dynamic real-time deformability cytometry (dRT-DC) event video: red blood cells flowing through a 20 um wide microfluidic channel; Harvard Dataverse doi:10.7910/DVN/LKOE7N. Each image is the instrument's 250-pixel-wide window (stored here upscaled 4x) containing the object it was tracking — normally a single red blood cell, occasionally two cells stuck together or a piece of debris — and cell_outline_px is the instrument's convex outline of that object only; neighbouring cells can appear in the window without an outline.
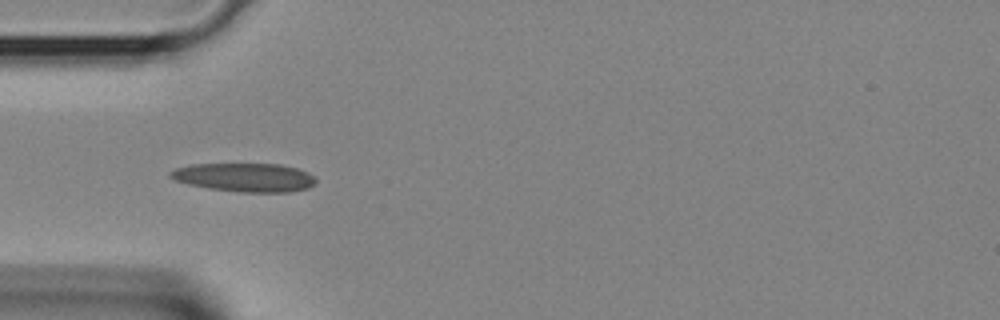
{"species": "Egyptian fruit bat (a non-hibernating species)", "species_latin": "Rousettus aegyptiacus", "temperature_condition": "room temperature", "stored_images_in_passage": 26, "camera_frame_rate_fps": 3000, "um_per_image_px": 0.085, "animal": {"sex": "female"}, "frame": {"image": 1, "passage_image": 1, "time_ms": 0.0, "image_size_px": [1000, 320], "cell_outline_px": [[316, 184], [308, 188], [292, 192], [240, 192], [208, 188], [188, 184], [176, 180], [168, 176], [168, 172], [176, 168], [192, 164], [280, 164], [296, 168], [308, 172], [316, 180]], "centroid_in_image_um": [20.81, 15.08], "position_along_channel_um": 64.2, "area_um2": 24.33}}
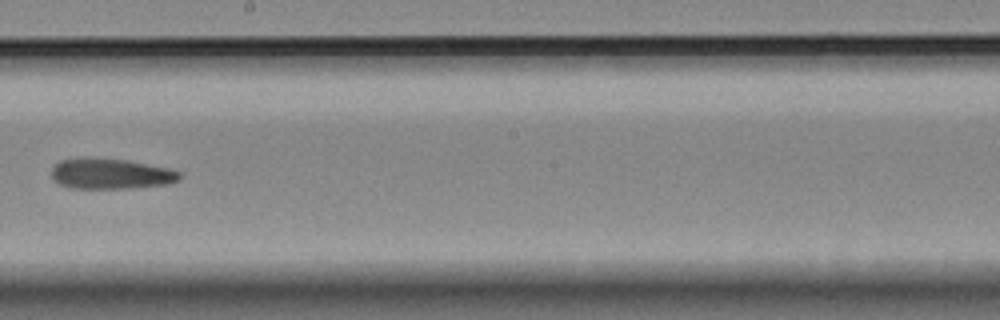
{"frame": {"image": 2, "passage_image": 11, "time_ms": 3.333, "image_size_px": [1000, 320], "cell_outline_px": [[180, 180], [168, 184], [132, 188], [72, 188], [60, 184], [52, 180], [52, 168], [60, 160], [80, 156], [92, 156], [128, 160], [168, 168], [180, 172]], "centroid_in_image_um": [9.38, 14.74], "position_along_channel_um": 238.8, "area_um2": 23.24}}
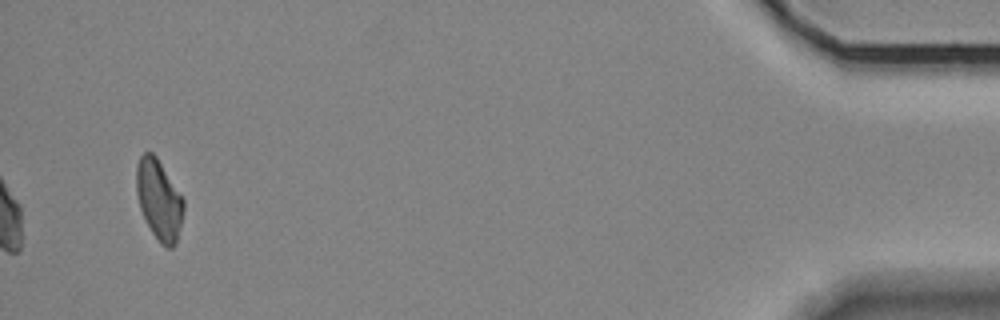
{"frame": {"image": 3, "passage_image": 26, "time_ms": 8.333, "image_size_px": [1000, 320], "cell_outline_px": [[184, 212], [176, 244], [172, 248], [168, 248], [160, 244], [144, 220], [140, 208], [136, 192], [136, 164], [140, 156], [144, 152], [152, 152], [156, 156], [184, 200]], "centroid_in_image_um": [13.5, 17.0], "position_along_channel_um": 421.7, "area_um2": 22.14}}